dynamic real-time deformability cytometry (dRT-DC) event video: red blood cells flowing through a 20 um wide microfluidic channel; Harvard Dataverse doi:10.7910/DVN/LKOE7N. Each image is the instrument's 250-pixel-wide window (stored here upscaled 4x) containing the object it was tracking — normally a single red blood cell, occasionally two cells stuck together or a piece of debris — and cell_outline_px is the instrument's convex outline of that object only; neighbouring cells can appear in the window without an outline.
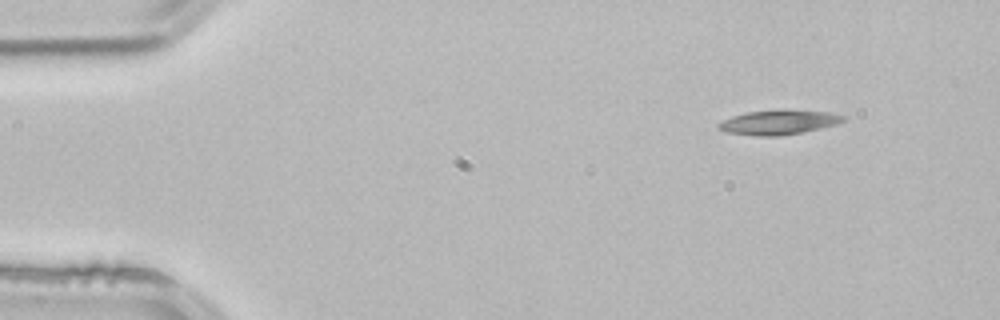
{"species": "common noctule bat (a hibernating species)", "species_latin": "Nyctalus noctula", "temperature_condition": "room temperature", "stored_images_in_passage": 3, "camera_frame_rate_fps": 3000, "um_per_image_px": 0.085, "animal": {"sex": "male", "body_mass_g": 21.5, "forearm_length_mm": 52.0}, "frame": {"image": 1, "passage_image": 3, "time_ms": 0.667, "image_size_px": [1000, 320], "cell_outline_px": [[848, 116], [844, 120], [836, 124], [804, 132], [780, 136], [756, 136], [728, 132], [716, 128], [716, 124], [732, 116], [748, 112], [780, 108], [784, 108], [832, 112]], "centroid_in_image_um": [66.22, 10.37], "position_along_channel_um": 18.8, "area_um2": 18.32}}